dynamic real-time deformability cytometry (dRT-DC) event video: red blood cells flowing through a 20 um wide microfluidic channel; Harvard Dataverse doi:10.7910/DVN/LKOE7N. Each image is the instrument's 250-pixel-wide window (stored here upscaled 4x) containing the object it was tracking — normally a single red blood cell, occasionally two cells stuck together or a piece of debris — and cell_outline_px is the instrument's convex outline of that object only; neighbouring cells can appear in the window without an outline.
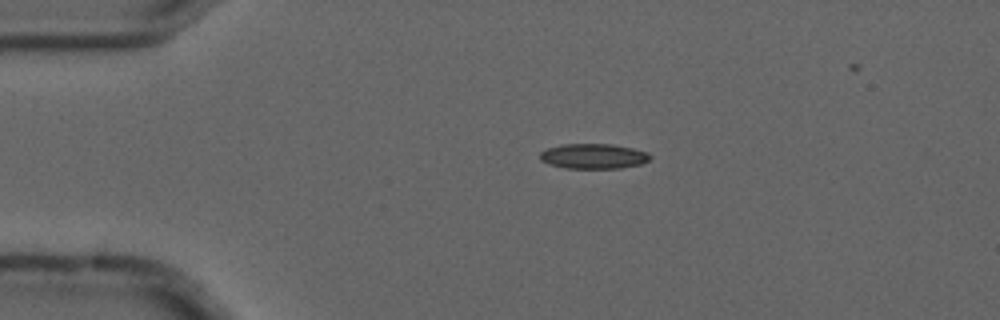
{"species": "common noctule bat (a hibernating species)", "species_latin": "Nyctalus noctula", "temperature_condition": "cold", "stored_images_in_passage": 3, "camera_frame_rate_fps": 3000, "um_per_image_px": 0.085, "animal": {"sex": "male", "forearm_length_mm": 52.5}, "frame": {"image": 1, "passage_image": 1, "time_ms": 0.0, "image_size_px": [1000, 320], "cell_outline_px": [[652, 156], [648, 160], [640, 164], [620, 168], [564, 168], [548, 164], [540, 160], [540, 152], [548, 148], [560, 144], [612, 144], [632, 148], [648, 152]], "centroid_in_image_um": [50.42, 13.27], "position_along_channel_um": 34.6, "area_um2": 16.13}}